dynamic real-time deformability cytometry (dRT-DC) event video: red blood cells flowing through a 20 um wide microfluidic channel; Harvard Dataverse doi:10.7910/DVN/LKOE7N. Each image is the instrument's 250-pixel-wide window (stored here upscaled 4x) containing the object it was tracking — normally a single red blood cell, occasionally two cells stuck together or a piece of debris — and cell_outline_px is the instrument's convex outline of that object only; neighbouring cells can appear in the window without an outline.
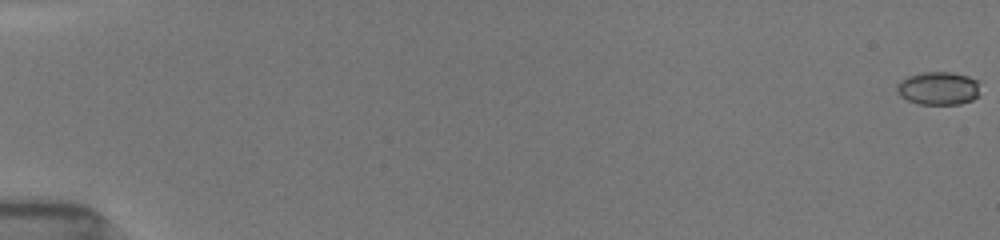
{"species": "common noctule bat (a hibernating species)", "species_latin": "Nyctalus noctula", "temperature_condition": "room temperature", "stored_images_in_passage": 48, "camera_frame_rate_fps": 3000, "um_per_image_px": 0.085, "animal": {"sex": "female", "body_mass_g": 19.5, "forearm_length_mm": 54.1}, "frame": {"image": 1, "passage_image": 1, "time_ms": 0.0, "image_size_px": [1000, 240], "cell_outline_px": [[976, 96], [972, 100], [960, 104], [920, 104], [908, 100], [900, 96], [896, 88], [896, 84], [900, 80], [908, 76], [924, 72], [952, 72], [968, 76], [976, 80]], "centroid_in_image_um": [79.7, 7.5], "position_along_channel_um": 5.3, "area_um2": 15.84}}
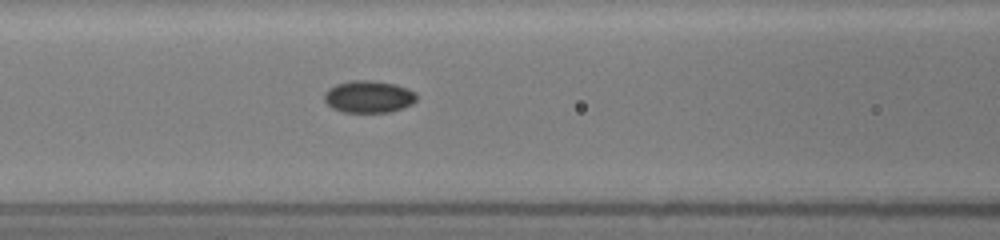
{"frame": {"image": 2, "passage_image": 25, "time_ms": 8.0, "image_size_px": [1000, 240], "cell_outline_px": [[416, 100], [412, 104], [388, 112], [344, 112], [332, 108], [324, 100], [324, 92], [328, 88], [336, 84], [352, 80], [368, 80], [396, 84], [408, 88], [416, 92]], "centroid_in_image_um": [31.32, 8.21], "position_along_channel_um": 135.3, "area_um2": 17.28}}
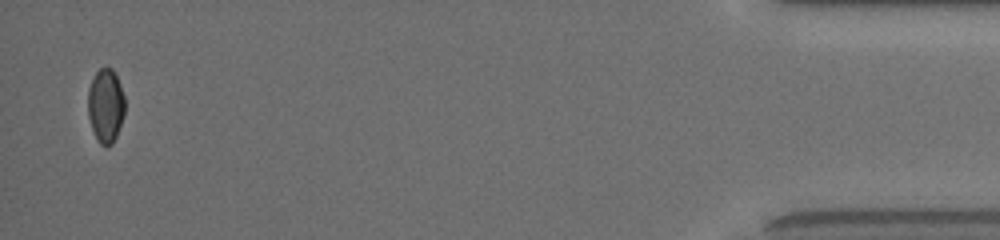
{"frame": {"image": 3, "passage_image": 48, "time_ms": 17.333, "image_size_px": [1000, 240], "cell_outline_px": [[124, 112], [116, 136], [112, 144], [100, 144], [96, 140], [88, 116], [88, 88], [96, 72], [104, 64], [112, 68], [120, 84], [124, 96]], "centroid_in_image_um": [8.96, 8.93], "position_along_channel_um": 426.2, "area_um2": 15.84}, "authors_computed_cell_mechanics": {"area_um2": 16.5308, "velocity_mm_per_s": 3.9464, "shape_relaxation_time_tau1_ms": 3.2845, "shape_relaxation_time_tau2_ms": 3.1711, "deformation_change_tau1": 0.0839, "deformation_change_tau2": 0.0387}}